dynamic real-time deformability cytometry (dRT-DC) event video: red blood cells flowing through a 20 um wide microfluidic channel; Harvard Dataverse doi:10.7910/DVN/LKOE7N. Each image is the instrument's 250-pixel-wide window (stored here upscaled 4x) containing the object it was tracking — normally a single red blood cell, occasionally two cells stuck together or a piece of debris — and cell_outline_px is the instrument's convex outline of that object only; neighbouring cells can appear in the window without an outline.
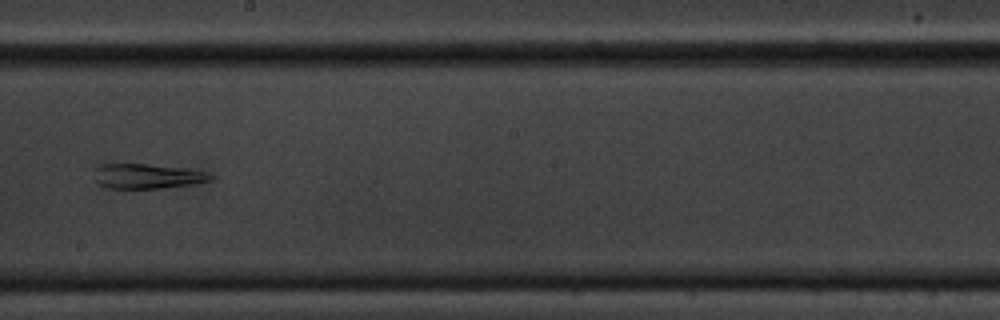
{"species": "common noctule bat (a hibernating species)", "species_latin": "Nyctalus noctula", "temperature_condition": "cold", "stored_images_in_passage": 9, "camera_frame_rate_fps": 3000, "um_per_image_px": 0.085, "animal": {"sex": "male", "body_mass_g": 20.1, "forearm_length_mm": 53.5}, "frame": {"image": 1, "passage_image": 8, "time_ms": 8.333, "image_size_px": [1000, 320], "cell_outline_px": [[216, 176], [212, 180], [196, 184], [160, 188], [108, 188], [100, 184], [96, 180], [96, 168], [100, 164], [148, 164], [184, 168], [208, 172]], "centroid_in_image_um": [12.61, 14.97], "position_along_channel_um": 235.6, "area_um2": 16.82}}
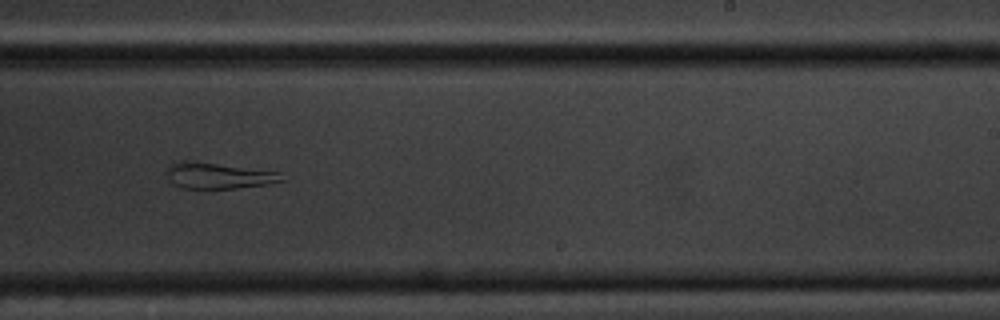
{"frame": {"image": 2, "passage_image": 9, "time_ms": 9.333, "image_size_px": [1000, 320], "cell_outline_px": [[288, 180], [268, 184], [236, 188], [184, 188], [172, 184], [168, 180], [168, 164], [180, 160], [192, 160], [280, 172]], "centroid_in_image_um": [18.57, 14.92], "position_along_channel_um": 270.4, "area_um2": 17.69}}